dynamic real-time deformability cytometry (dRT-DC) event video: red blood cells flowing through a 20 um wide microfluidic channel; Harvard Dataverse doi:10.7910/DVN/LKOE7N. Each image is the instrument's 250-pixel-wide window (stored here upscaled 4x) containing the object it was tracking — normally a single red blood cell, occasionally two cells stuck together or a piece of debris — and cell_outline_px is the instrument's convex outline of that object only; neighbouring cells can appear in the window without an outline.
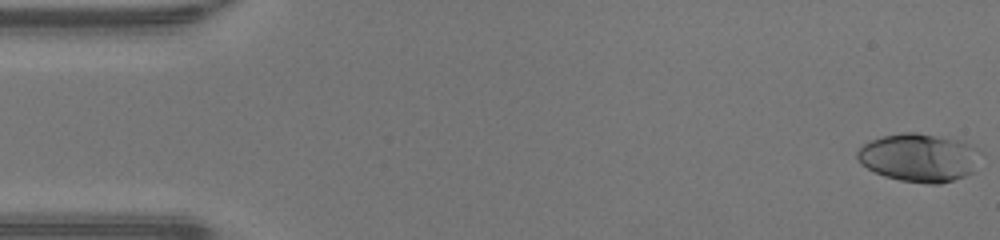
{"species": "human", "species_latin": "Homo sapiens", "temperature_condition": "warm", "stored_images_in_passage": 48, "camera_frame_rate_fps": 3000, "um_per_image_px": 0.085, "donor": {"sex": "male"}, "frame": {"image": 1, "passage_image": 1, "time_ms": 0.0, "image_size_px": [1000, 240], "cell_outline_px": [[984, 152], [972, 172], [964, 176], [940, 184], [928, 184], [900, 180], [884, 176], [860, 164], [856, 156], [856, 152], [864, 144], [872, 140], [884, 136], [904, 132], [916, 132], [956, 140], [980, 148]], "centroid_in_image_um": [78.15, 13.4], "position_along_channel_um": 6.9, "area_um2": 34.62}}
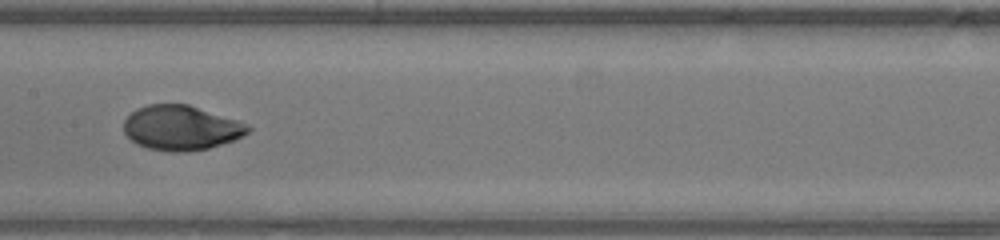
{"frame": {"image": 2, "passage_image": 24, "time_ms": 7.667, "image_size_px": [1000, 240], "cell_outline_px": [[252, 128], [248, 132], [236, 140], [208, 148], [188, 152], [168, 152], [148, 148], [136, 144], [124, 132], [124, 120], [136, 108], [148, 104], [188, 104], [240, 120], [248, 124]], "centroid_in_image_um": [15.42, 10.86], "position_along_channel_um": 192.0, "area_um2": 32.71}}
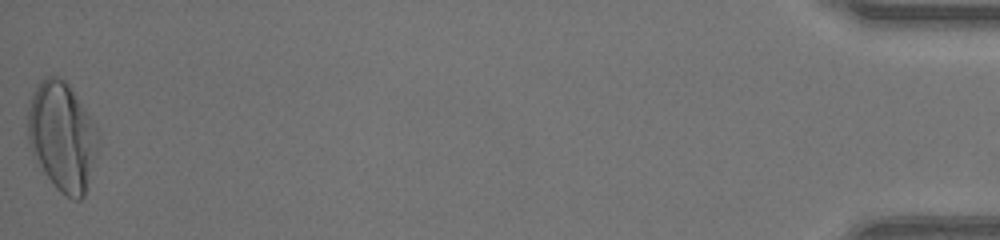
{"frame": {"image": 3, "passage_image": 48, "time_ms": 15.667, "image_size_px": [1000, 240], "cell_outline_px": [[96, 156], [84, 196], [80, 200], [72, 200], [60, 192], [56, 188], [44, 172], [32, 152], [28, 140], [28, 108], [32, 96], [36, 88], [48, 76], [56, 76], [64, 80], [68, 84], [96, 128]], "centroid_in_image_um": [5.26, 11.64], "position_along_channel_um": 429.9, "area_um2": 43.47}, "authors_computed_cell_mechanics": {"area_um2": 32.368, "velocity_mm_per_s": 4.3276, "shape_relaxation_time_tau1_ms": 3.8509, "shape_relaxation_time_tau2_ms": null, "deformation_change_tau1": 0.2414, "deformation_change_tau2": null}}